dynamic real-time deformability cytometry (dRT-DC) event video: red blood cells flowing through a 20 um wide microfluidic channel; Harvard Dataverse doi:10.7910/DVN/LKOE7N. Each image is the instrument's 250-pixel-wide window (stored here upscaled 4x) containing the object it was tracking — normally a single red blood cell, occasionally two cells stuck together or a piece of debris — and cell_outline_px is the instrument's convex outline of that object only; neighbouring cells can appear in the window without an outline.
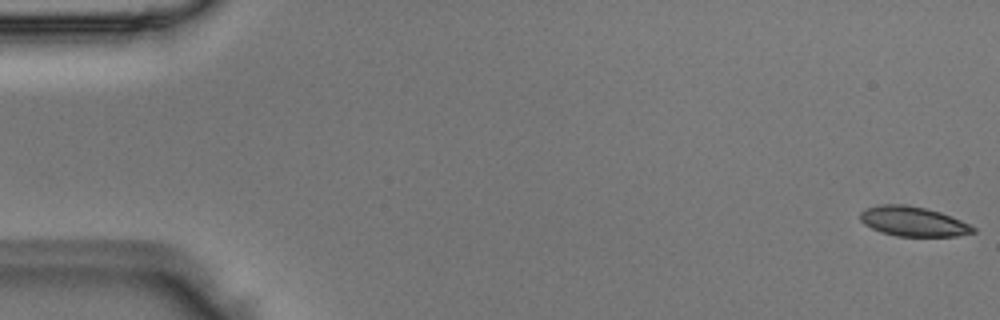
{"species": "Egyptian fruit bat (a non-hibernating species)", "species_latin": "Rousettus aegyptiacus", "temperature_condition": "room temperature", "stored_images_in_passage": 50, "camera_frame_rate_fps": 3000, "um_per_image_px": 0.085, "animal": {"sex": "male"}, "frame": {"image": 1, "passage_image": 1, "time_ms": 0.0, "image_size_px": [1000, 320], "cell_outline_px": [[976, 232], [956, 236], [896, 236], [880, 232], [864, 224], [860, 220], [860, 212], [868, 208], [884, 204], [904, 204], [924, 208], [940, 212], [960, 220], [976, 228]], "centroid_in_image_um": [77.61, 18.83], "position_along_channel_um": 7.4, "area_um2": 19.36}}
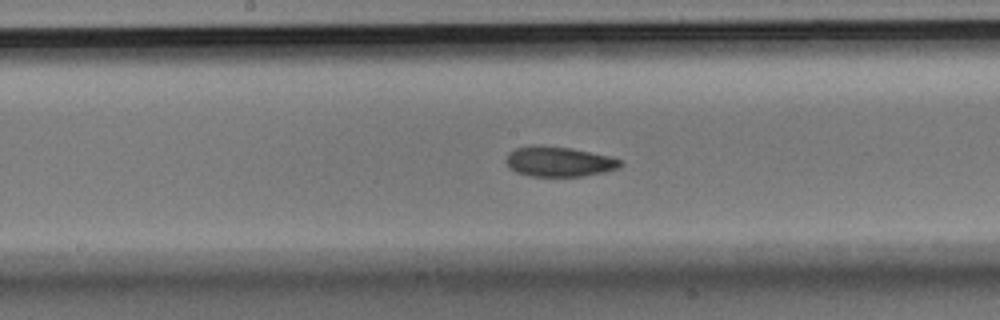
{"frame": {"image": 2, "passage_image": 26, "time_ms": 8.333, "image_size_px": [1000, 320], "cell_outline_px": [[624, 164], [616, 168], [604, 172], [584, 176], [532, 176], [516, 172], [508, 168], [504, 160], [508, 152], [516, 148], [532, 144], [540, 144], [572, 148], [608, 156], [620, 160]], "centroid_in_image_um": [47.43, 13.72], "position_along_channel_um": 200.8, "area_um2": 20.23}}
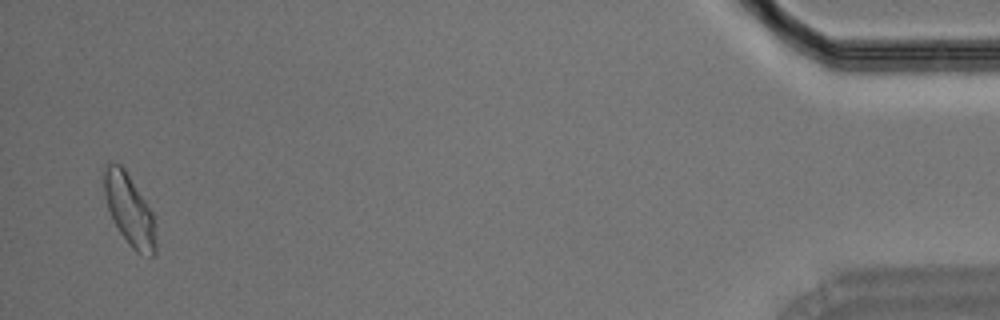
{"frame": {"image": 3, "passage_image": 49, "time_ms": 16.0, "image_size_px": [1000, 320], "cell_outline_px": [[156, 252], [152, 256], [136, 252], [128, 244], [112, 220], [104, 196], [104, 172], [108, 164], [112, 160], [120, 164], [124, 168], [152, 212], [156, 244]], "centroid_in_image_um": [10.98, 17.84], "position_along_channel_um": 424.2, "area_um2": 21.15}}